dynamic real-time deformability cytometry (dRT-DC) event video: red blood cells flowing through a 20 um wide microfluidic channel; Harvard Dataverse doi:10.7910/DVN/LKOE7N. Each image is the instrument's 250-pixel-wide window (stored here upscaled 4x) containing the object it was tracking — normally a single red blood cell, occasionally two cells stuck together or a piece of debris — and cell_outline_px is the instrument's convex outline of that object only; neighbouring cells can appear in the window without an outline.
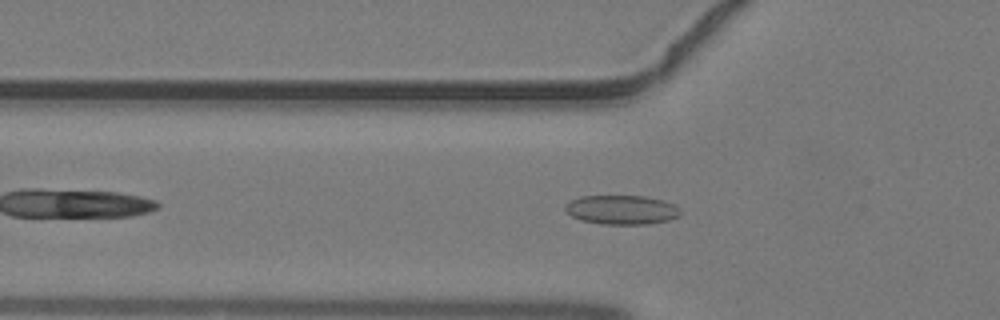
{"species": "common noctule bat (a hibernating species)", "species_latin": "Nyctalus noctula", "temperature_condition": "warm", "stored_images_in_passage": 37, "camera_frame_rate_fps": 3000, "um_per_image_px": 0.085, "animal": {"sex": "male", "body_mass_g": 19.2, "forearm_length_mm": 51.8}, "frame": {"image": 1, "passage_image": 8, "time_ms": 2.333, "image_size_px": [1000, 320], "cell_outline_px": [[680, 216], [668, 220], [648, 224], [600, 224], [580, 220], [572, 216], [564, 208], [564, 204], [580, 196], [644, 196], [660, 200], [672, 204], [680, 208]], "centroid_in_image_um": [52.82, 17.84], "position_along_channel_um": 73.0, "area_um2": 19.54}}
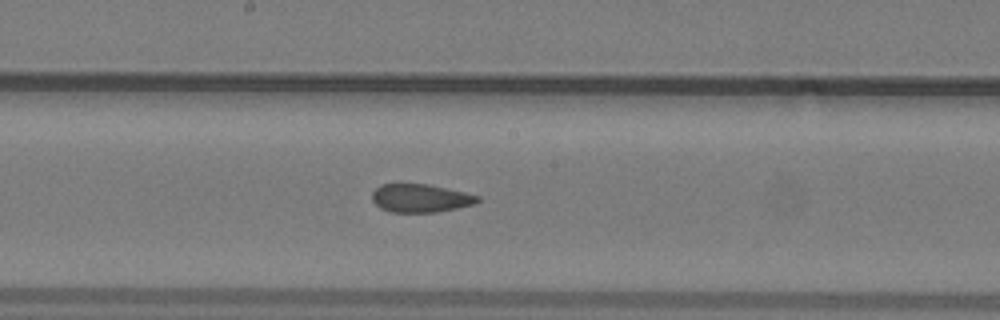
{"frame": {"image": 2, "passage_image": 17, "time_ms": 5.333, "image_size_px": [1000, 320], "cell_outline_px": [[480, 200], [476, 204], [436, 212], [392, 212], [380, 208], [372, 200], [372, 192], [380, 184], [428, 184], [464, 192], [480, 196]], "centroid_in_image_um": [35.74, 16.84], "position_along_channel_um": 212.5, "area_um2": 17.34}}
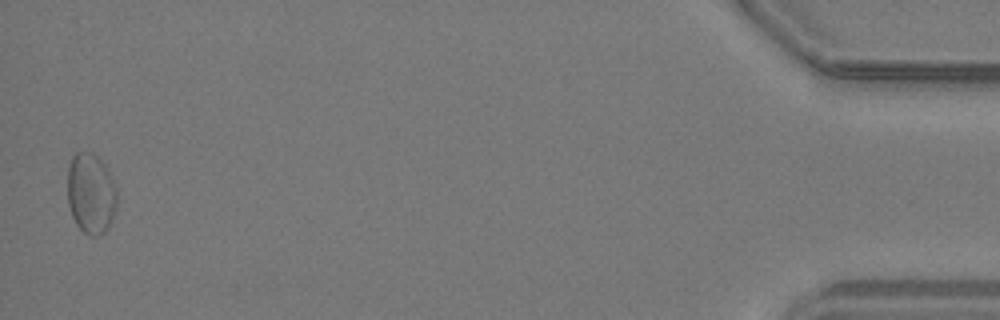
{"frame": {"image": 3, "passage_image": 37, "time_ms": 12.0, "image_size_px": [1000, 320], "cell_outline_px": [[116, 208], [104, 232], [96, 236], [88, 236], [76, 224], [72, 216], [68, 204], [68, 168], [72, 156], [76, 152], [92, 152], [104, 164], [112, 176], [116, 188]], "centroid_in_image_um": [7.71, 16.43], "position_along_channel_um": 427.5, "area_um2": 23.12}}